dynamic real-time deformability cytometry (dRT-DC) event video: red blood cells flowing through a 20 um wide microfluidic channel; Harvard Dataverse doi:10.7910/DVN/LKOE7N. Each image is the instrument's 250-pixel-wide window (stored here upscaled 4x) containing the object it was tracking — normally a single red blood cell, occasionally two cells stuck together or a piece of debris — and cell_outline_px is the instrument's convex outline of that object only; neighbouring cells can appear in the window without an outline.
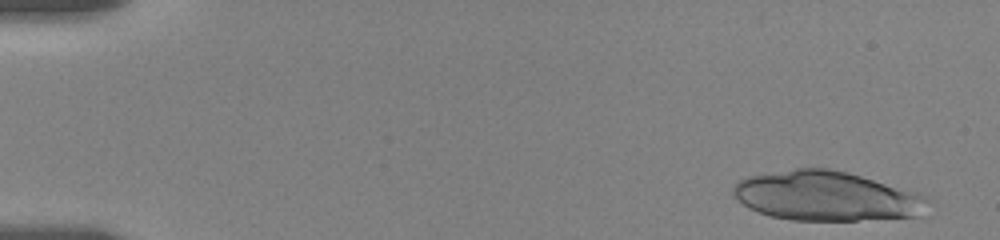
{"species": "human", "species_latin": "Homo sapiens", "temperature_condition": "room temperature", "stored_images_in_passage": 44, "camera_frame_rate_fps": 3000, "um_per_image_px": 0.085, "donor": {"sex": "female"}, "frame": {"image": 1, "passage_image": 3, "time_ms": 0.667, "image_size_px": [1000, 240], "cell_outline_px": [[932, 200], [920, 216], [856, 220], [792, 220], [772, 216], [748, 208], [732, 196], [732, 188], [740, 180], [748, 176], [796, 168], [828, 168], [848, 172], [920, 192], [932, 196]], "centroid_in_image_um": [70.31, 16.66], "position_along_channel_um": 14.7, "area_um2": 56.7}}
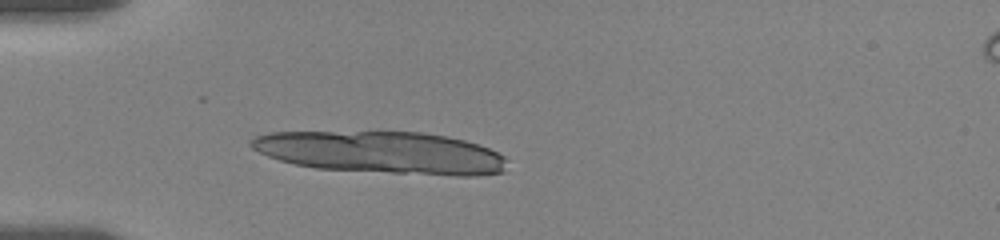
{"frame": {"image": 2, "passage_image": 16, "time_ms": 5.0, "image_size_px": [1000, 240], "cell_outline_px": [[504, 172], [476, 176], [456, 176], [316, 168], [296, 164], [280, 160], [268, 156], [252, 148], [248, 144], [248, 140], [256, 136], [268, 132], [420, 132], [448, 136], [464, 140], [488, 148], [504, 156]], "centroid_in_image_um": [32.41, 12.96], "position_along_channel_um": 52.6, "area_um2": 62.66}}